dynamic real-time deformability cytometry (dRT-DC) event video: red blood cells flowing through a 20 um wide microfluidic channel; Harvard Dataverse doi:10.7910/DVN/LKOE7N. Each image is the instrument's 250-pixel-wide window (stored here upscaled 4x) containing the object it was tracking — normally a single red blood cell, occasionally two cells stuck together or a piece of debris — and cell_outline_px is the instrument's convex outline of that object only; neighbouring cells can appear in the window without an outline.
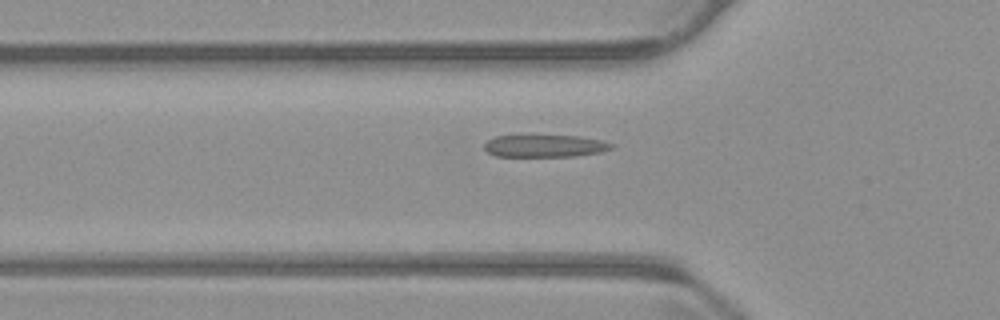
{"species": "common noctule bat (a hibernating species)", "species_latin": "Nyctalus noctula", "temperature_condition": "warm", "stored_images_in_passage": 33, "camera_frame_rate_fps": 3000, "um_per_image_px": 0.085, "animal": {"sex": "male", "body_mass_g": 23.1, "forearm_length_mm": 52.7}, "frame": {"image": 1, "passage_image": 3, "time_ms": 0.667, "image_size_px": [1000, 320], "cell_outline_px": [[616, 144], [612, 148], [600, 152], [576, 156], [496, 156], [488, 152], [484, 148], [484, 144], [488, 140], [496, 136], [516, 132], [580, 136], [600, 140]], "centroid_in_image_um": [46.25, 12.34], "position_along_channel_um": 79.6, "area_um2": 17.57}}
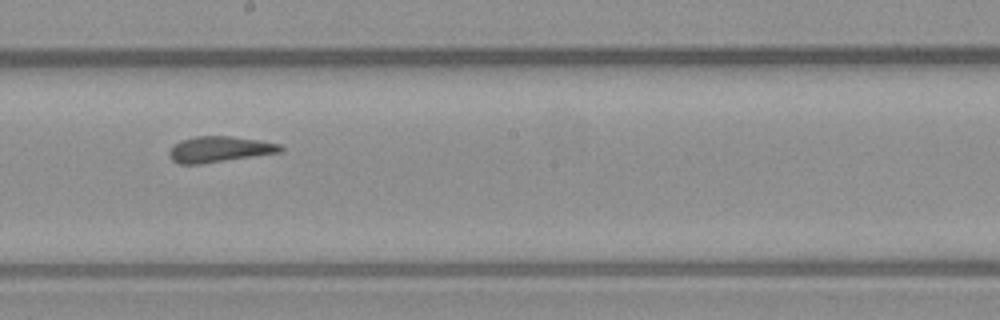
{"frame": {"image": 2, "passage_image": 15, "time_ms": 4.667, "image_size_px": [1000, 320], "cell_outline_px": [[284, 152], [200, 164], [180, 164], [172, 160], [168, 156], [168, 152], [180, 140], [196, 136], [232, 136], [260, 140], [280, 144], [284, 148]], "centroid_in_image_um": [18.69, 12.69], "position_along_channel_um": 229.5, "area_um2": 16.88}}
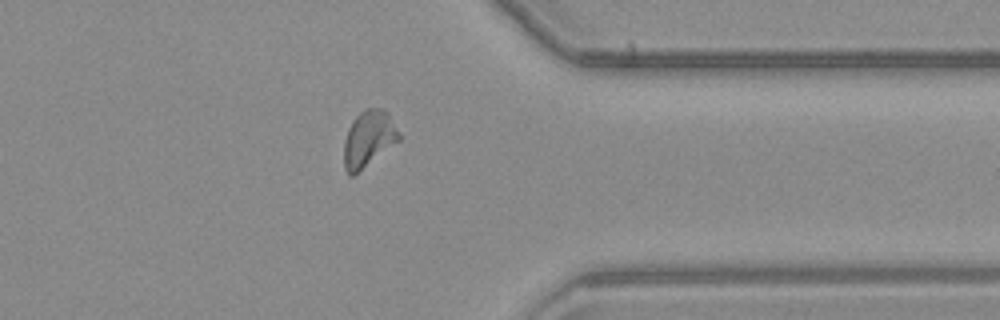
{"frame": {"image": 3, "passage_image": 28, "time_ms": 9.0, "image_size_px": [1000, 320], "cell_outline_px": [[400, 140], [352, 176], [348, 176], [344, 168], [344, 140], [348, 128], [352, 120], [364, 108], [384, 108], [388, 112], [400, 132]], "centroid_in_image_um": [31.33, 11.77], "position_along_channel_um": 380.1, "area_um2": 18.15}, "authors_computed_cell_mechanics": {"area_um2": 16.8198, "velocity_mm_per_s": 3.7231, "shape_relaxation_time_tau1_ms": 7.154, "shape_relaxation_time_tau2_ms": 2.3227, "deformation_change_tau1": 0.1944, "deformation_change_tau2": 0.0955}}